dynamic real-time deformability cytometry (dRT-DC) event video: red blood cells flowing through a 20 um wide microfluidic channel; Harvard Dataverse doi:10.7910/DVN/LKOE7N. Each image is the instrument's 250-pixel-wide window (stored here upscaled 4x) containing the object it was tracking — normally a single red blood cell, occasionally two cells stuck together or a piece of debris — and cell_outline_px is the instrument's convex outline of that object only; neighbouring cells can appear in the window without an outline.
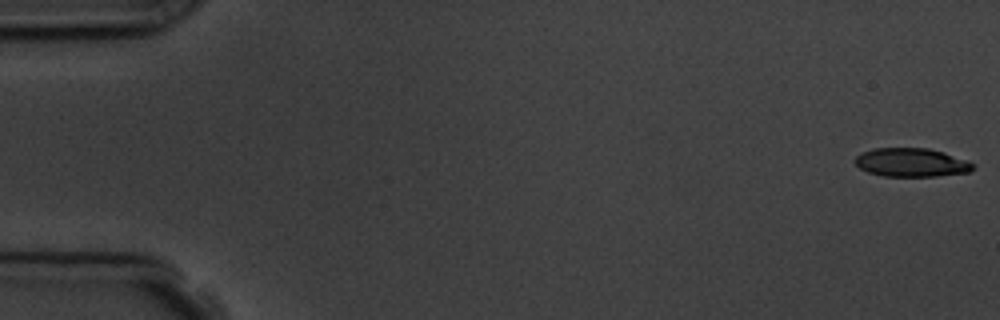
{"species": "common noctule bat (a hibernating species)", "species_latin": "Nyctalus noctula", "temperature_condition": "room temperature", "stored_images_in_passage": 6, "camera_frame_rate_fps": 3000, "um_per_image_px": 0.085, "animal": {"sex": "male", "body_mass_g": 19.5, "forearm_length_mm": 54.6}, "frame": {"image": 1, "passage_image": 1, "time_ms": 0.0, "image_size_px": [1000, 320], "cell_outline_px": [[976, 168], [972, 172], [936, 176], [884, 176], [868, 172], [860, 168], [856, 164], [856, 156], [860, 152], [872, 148], [928, 148], [944, 152], [968, 160], [976, 164]], "centroid_in_image_um": [77.53, 13.81], "position_along_channel_um": 7.5, "area_um2": 19.94}}
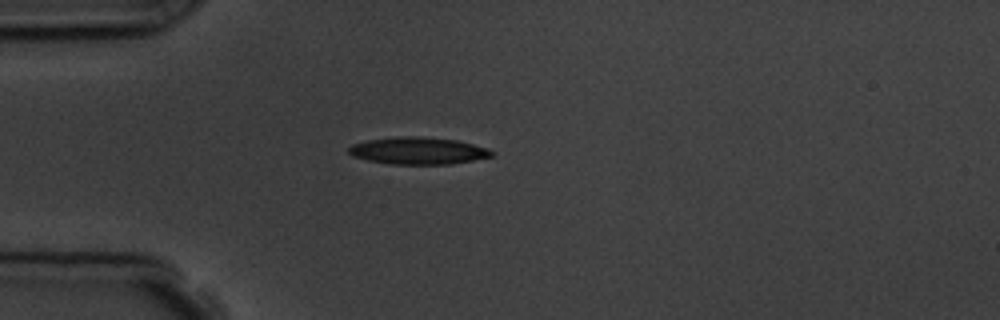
{"frame": {"image": 2, "passage_image": 5, "time_ms": 4.667, "image_size_px": [1000, 320], "cell_outline_px": [[496, 152], [492, 156], [452, 164], [392, 164], [368, 160], [352, 156], [348, 152], [348, 148], [352, 144], [368, 140], [396, 136], [416, 136], [456, 140], [488, 148]], "centroid_in_image_um": [35.53, 12.81], "position_along_channel_um": 49.5, "area_um2": 22.54}}